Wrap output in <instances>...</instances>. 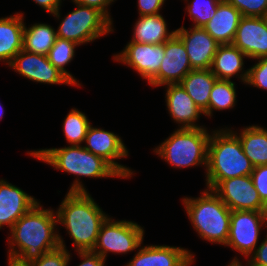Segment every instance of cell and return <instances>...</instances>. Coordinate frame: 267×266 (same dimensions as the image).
<instances>
[{
    "mask_svg": "<svg viewBox=\"0 0 267 266\" xmlns=\"http://www.w3.org/2000/svg\"><path fill=\"white\" fill-rule=\"evenodd\" d=\"M57 224L56 212L44 209L40 202L37 203L10 229L8 256L21 262H31L58 248L59 231H55Z\"/></svg>",
    "mask_w": 267,
    "mask_h": 266,
    "instance_id": "cell-1",
    "label": "cell"
},
{
    "mask_svg": "<svg viewBox=\"0 0 267 266\" xmlns=\"http://www.w3.org/2000/svg\"><path fill=\"white\" fill-rule=\"evenodd\" d=\"M56 212L57 223L64 225L75 251H93L100 227L108 215L88 192H67Z\"/></svg>",
    "mask_w": 267,
    "mask_h": 266,
    "instance_id": "cell-2",
    "label": "cell"
},
{
    "mask_svg": "<svg viewBox=\"0 0 267 266\" xmlns=\"http://www.w3.org/2000/svg\"><path fill=\"white\" fill-rule=\"evenodd\" d=\"M28 155L37 158L66 173L78 176L69 192H87L79 177L123 178V176L103 157L93 154L83 145H70L63 148H49L30 151Z\"/></svg>",
    "mask_w": 267,
    "mask_h": 266,
    "instance_id": "cell-3",
    "label": "cell"
},
{
    "mask_svg": "<svg viewBox=\"0 0 267 266\" xmlns=\"http://www.w3.org/2000/svg\"><path fill=\"white\" fill-rule=\"evenodd\" d=\"M253 169L239 138L231 129L226 127L210 134L205 170L207 189L212 190L222 180L251 175Z\"/></svg>",
    "mask_w": 267,
    "mask_h": 266,
    "instance_id": "cell-4",
    "label": "cell"
},
{
    "mask_svg": "<svg viewBox=\"0 0 267 266\" xmlns=\"http://www.w3.org/2000/svg\"><path fill=\"white\" fill-rule=\"evenodd\" d=\"M182 202L199 237L226 245L232 211L212 190L206 188L200 197H184Z\"/></svg>",
    "mask_w": 267,
    "mask_h": 266,
    "instance_id": "cell-5",
    "label": "cell"
},
{
    "mask_svg": "<svg viewBox=\"0 0 267 266\" xmlns=\"http://www.w3.org/2000/svg\"><path fill=\"white\" fill-rule=\"evenodd\" d=\"M210 134L207 128H177L154 152L174 168H207Z\"/></svg>",
    "mask_w": 267,
    "mask_h": 266,
    "instance_id": "cell-6",
    "label": "cell"
},
{
    "mask_svg": "<svg viewBox=\"0 0 267 266\" xmlns=\"http://www.w3.org/2000/svg\"><path fill=\"white\" fill-rule=\"evenodd\" d=\"M60 22L57 37L81 44L92 42L113 32V23L97 8L75 4Z\"/></svg>",
    "mask_w": 267,
    "mask_h": 266,
    "instance_id": "cell-7",
    "label": "cell"
},
{
    "mask_svg": "<svg viewBox=\"0 0 267 266\" xmlns=\"http://www.w3.org/2000/svg\"><path fill=\"white\" fill-rule=\"evenodd\" d=\"M144 232V228L136 222L116 221L108 216L100 227L93 252L106 260L108 252L127 254L138 250L143 243Z\"/></svg>",
    "mask_w": 267,
    "mask_h": 266,
    "instance_id": "cell-8",
    "label": "cell"
},
{
    "mask_svg": "<svg viewBox=\"0 0 267 266\" xmlns=\"http://www.w3.org/2000/svg\"><path fill=\"white\" fill-rule=\"evenodd\" d=\"M264 225H267V211H232L226 246L248 258L258 246Z\"/></svg>",
    "mask_w": 267,
    "mask_h": 266,
    "instance_id": "cell-9",
    "label": "cell"
},
{
    "mask_svg": "<svg viewBox=\"0 0 267 266\" xmlns=\"http://www.w3.org/2000/svg\"><path fill=\"white\" fill-rule=\"evenodd\" d=\"M212 191L231 211H267L256 191L251 175L220 181Z\"/></svg>",
    "mask_w": 267,
    "mask_h": 266,
    "instance_id": "cell-10",
    "label": "cell"
},
{
    "mask_svg": "<svg viewBox=\"0 0 267 266\" xmlns=\"http://www.w3.org/2000/svg\"><path fill=\"white\" fill-rule=\"evenodd\" d=\"M113 57L114 61L126 64L149 82L158 73L164 58V43L143 44L130 41L123 51Z\"/></svg>",
    "mask_w": 267,
    "mask_h": 266,
    "instance_id": "cell-11",
    "label": "cell"
},
{
    "mask_svg": "<svg viewBox=\"0 0 267 266\" xmlns=\"http://www.w3.org/2000/svg\"><path fill=\"white\" fill-rule=\"evenodd\" d=\"M192 69L188 54L182 40L174 34L164 43V58L158 73L148 82L158 87L166 84H177Z\"/></svg>",
    "mask_w": 267,
    "mask_h": 266,
    "instance_id": "cell-12",
    "label": "cell"
},
{
    "mask_svg": "<svg viewBox=\"0 0 267 266\" xmlns=\"http://www.w3.org/2000/svg\"><path fill=\"white\" fill-rule=\"evenodd\" d=\"M84 142L86 143V145H84L85 149L95 155L103 157L123 176V178L127 179L134 173L129 167L115 161V159L125 158L129 154L121 137L117 134L90 125Z\"/></svg>",
    "mask_w": 267,
    "mask_h": 266,
    "instance_id": "cell-13",
    "label": "cell"
},
{
    "mask_svg": "<svg viewBox=\"0 0 267 266\" xmlns=\"http://www.w3.org/2000/svg\"><path fill=\"white\" fill-rule=\"evenodd\" d=\"M16 73L39 83L65 84L73 83L48 60L46 55L21 50L8 65Z\"/></svg>",
    "mask_w": 267,
    "mask_h": 266,
    "instance_id": "cell-14",
    "label": "cell"
},
{
    "mask_svg": "<svg viewBox=\"0 0 267 266\" xmlns=\"http://www.w3.org/2000/svg\"><path fill=\"white\" fill-rule=\"evenodd\" d=\"M182 40L192 69H210L219 43L203 28L184 26L175 30Z\"/></svg>",
    "mask_w": 267,
    "mask_h": 266,
    "instance_id": "cell-15",
    "label": "cell"
},
{
    "mask_svg": "<svg viewBox=\"0 0 267 266\" xmlns=\"http://www.w3.org/2000/svg\"><path fill=\"white\" fill-rule=\"evenodd\" d=\"M247 58L267 57V24L263 17L242 16L234 41Z\"/></svg>",
    "mask_w": 267,
    "mask_h": 266,
    "instance_id": "cell-16",
    "label": "cell"
},
{
    "mask_svg": "<svg viewBox=\"0 0 267 266\" xmlns=\"http://www.w3.org/2000/svg\"><path fill=\"white\" fill-rule=\"evenodd\" d=\"M194 256L189 250L178 246L140 245L125 266H190L194 262Z\"/></svg>",
    "mask_w": 267,
    "mask_h": 266,
    "instance_id": "cell-17",
    "label": "cell"
},
{
    "mask_svg": "<svg viewBox=\"0 0 267 266\" xmlns=\"http://www.w3.org/2000/svg\"><path fill=\"white\" fill-rule=\"evenodd\" d=\"M37 203L39 202L33 196L0 179V229L5 225L11 229Z\"/></svg>",
    "mask_w": 267,
    "mask_h": 266,
    "instance_id": "cell-18",
    "label": "cell"
},
{
    "mask_svg": "<svg viewBox=\"0 0 267 266\" xmlns=\"http://www.w3.org/2000/svg\"><path fill=\"white\" fill-rule=\"evenodd\" d=\"M165 100L169 115L179 124V128H201L196 121L203 111L195 104L185 89L179 84H166Z\"/></svg>",
    "mask_w": 267,
    "mask_h": 266,
    "instance_id": "cell-19",
    "label": "cell"
},
{
    "mask_svg": "<svg viewBox=\"0 0 267 266\" xmlns=\"http://www.w3.org/2000/svg\"><path fill=\"white\" fill-rule=\"evenodd\" d=\"M242 15L233 5L222 0L215 15L203 28L220 44H232Z\"/></svg>",
    "mask_w": 267,
    "mask_h": 266,
    "instance_id": "cell-20",
    "label": "cell"
},
{
    "mask_svg": "<svg viewBox=\"0 0 267 266\" xmlns=\"http://www.w3.org/2000/svg\"><path fill=\"white\" fill-rule=\"evenodd\" d=\"M245 57L247 56L233 44L219 45L210 70L217 79L231 80L236 75L246 83L248 69L244 70L243 67Z\"/></svg>",
    "mask_w": 267,
    "mask_h": 266,
    "instance_id": "cell-21",
    "label": "cell"
},
{
    "mask_svg": "<svg viewBox=\"0 0 267 266\" xmlns=\"http://www.w3.org/2000/svg\"><path fill=\"white\" fill-rule=\"evenodd\" d=\"M23 13L0 18V61L9 65L23 49Z\"/></svg>",
    "mask_w": 267,
    "mask_h": 266,
    "instance_id": "cell-22",
    "label": "cell"
},
{
    "mask_svg": "<svg viewBox=\"0 0 267 266\" xmlns=\"http://www.w3.org/2000/svg\"><path fill=\"white\" fill-rule=\"evenodd\" d=\"M216 80L210 69H193L179 83L205 116H208L210 92Z\"/></svg>",
    "mask_w": 267,
    "mask_h": 266,
    "instance_id": "cell-23",
    "label": "cell"
},
{
    "mask_svg": "<svg viewBox=\"0 0 267 266\" xmlns=\"http://www.w3.org/2000/svg\"><path fill=\"white\" fill-rule=\"evenodd\" d=\"M133 30L132 40L130 41L143 44L165 43L176 32L175 30L169 32L167 23L160 13L139 16Z\"/></svg>",
    "mask_w": 267,
    "mask_h": 266,
    "instance_id": "cell-24",
    "label": "cell"
},
{
    "mask_svg": "<svg viewBox=\"0 0 267 266\" xmlns=\"http://www.w3.org/2000/svg\"><path fill=\"white\" fill-rule=\"evenodd\" d=\"M244 154L254 167L267 165V129L252 125L241 129L238 134Z\"/></svg>",
    "mask_w": 267,
    "mask_h": 266,
    "instance_id": "cell-25",
    "label": "cell"
},
{
    "mask_svg": "<svg viewBox=\"0 0 267 266\" xmlns=\"http://www.w3.org/2000/svg\"><path fill=\"white\" fill-rule=\"evenodd\" d=\"M56 38V30L46 23H36L29 28L24 25L23 50L47 56Z\"/></svg>",
    "mask_w": 267,
    "mask_h": 266,
    "instance_id": "cell-26",
    "label": "cell"
},
{
    "mask_svg": "<svg viewBox=\"0 0 267 266\" xmlns=\"http://www.w3.org/2000/svg\"><path fill=\"white\" fill-rule=\"evenodd\" d=\"M78 46L77 43L56 38L54 45L49 50L47 55L49 62L56 67L60 72H62L75 86L80 87V83L77 79L66 70L65 66L68 65L75 56V48Z\"/></svg>",
    "mask_w": 267,
    "mask_h": 266,
    "instance_id": "cell-27",
    "label": "cell"
},
{
    "mask_svg": "<svg viewBox=\"0 0 267 266\" xmlns=\"http://www.w3.org/2000/svg\"><path fill=\"white\" fill-rule=\"evenodd\" d=\"M235 83L231 80L217 79L210 92L208 117L214 110L231 109L236 105Z\"/></svg>",
    "mask_w": 267,
    "mask_h": 266,
    "instance_id": "cell-28",
    "label": "cell"
},
{
    "mask_svg": "<svg viewBox=\"0 0 267 266\" xmlns=\"http://www.w3.org/2000/svg\"><path fill=\"white\" fill-rule=\"evenodd\" d=\"M87 116L78 109H71L63 122V132L70 145H81L90 126Z\"/></svg>",
    "mask_w": 267,
    "mask_h": 266,
    "instance_id": "cell-29",
    "label": "cell"
},
{
    "mask_svg": "<svg viewBox=\"0 0 267 266\" xmlns=\"http://www.w3.org/2000/svg\"><path fill=\"white\" fill-rule=\"evenodd\" d=\"M222 0H192L187 4L188 16L193 20L194 27H203L216 13Z\"/></svg>",
    "mask_w": 267,
    "mask_h": 266,
    "instance_id": "cell-30",
    "label": "cell"
},
{
    "mask_svg": "<svg viewBox=\"0 0 267 266\" xmlns=\"http://www.w3.org/2000/svg\"><path fill=\"white\" fill-rule=\"evenodd\" d=\"M59 247L46 252L39 259L29 262L31 266H67L71 261V255L61 235H58Z\"/></svg>",
    "mask_w": 267,
    "mask_h": 266,
    "instance_id": "cell-31",
    "label": "cell"
},
{
    "mask_svg": "<svg viewBox=\"0 0 267 266\" xmlns=\"http://www.w3.org/2000/svg\"><path fill=\"white\" fill-rule=\"evenodd\" d=\"M240 11L242 16L264 17L267 14V0H226Z\"/></svg>",
    "mask_w": 267,
    "mask_h": 266,
    "instance_id": "cell-32",
    "label": "cell"
},
{
    "mask_svg": "<svg viewBox=\"0 0 267 266\" xmlns=\"http://www.w3.org/2000/svg\"><path fill=\"white\" fill-rule=\"evenodd\" d=\"M258 62L248 69L246 85L267 90V57L258 58Z\"/></svg>",
    "mask_w": 267,
    "mask_h": 266,
    "instance_id": "cell-33",
    "label": "cell"
},
{
    "mask_svg": "<svg viewBox=\"0 0 267 266\" xmlns=\"http://www.w3.org/2000/svg\"><path fill=\"white\" fill-rule=\"evenodd\" d=\"M251 178L261 201L267 206V165L254 167Z\"/></svg>",
    "mask_w": 267,
    "mask_h": 266,
    "instance_id": "cell-34",
    "label": "cell"
},
{
    "mask_svg": "<svg viewBox=\"0 0 267 266\" xmlns=\"http://www.w3.org/2000/svg\"><path fill=\"white\" fill-rule=\"evenodd\" d=\"M139 16L156 15L160 13V9L166 0H137Z\"/></svg>",
    "mask_w": 267,
    "mask_h": 266,
    "instance_id": "cell-35",
    "label": "cell"
},
{
    "mask_svg": "<svg viewBox=\"0 0 267 266\" xmlns=\"http://www.w3.org/2000/svg\"><path fill=\"white\" fill-rule=\"evenodd\" d=\"M248 259L251 266H267V234Z\"/></svg>",
    "mask_w": 267,
    "mask_h": 266,
    "instance_id": "cell-36",
    "label": "cell"
},
{
    "mask_svg": "<svg viewBox=\"0 0 267 266\" xmlns=\"http://www.w3.org/2000/svg\"><path fill=\"white\" fill-rule=\"evenodd\" d=\"M72 2L74 4L97 8L113 23L108 7L112 2H115V0H72Z\"/></svg>",
    "mask_w": 267,
    "mask_h": 266,
    "instance_id": "cell-37",
    "label": "cell"
},
{
    "mask_svg": "<svg viewBox=\"0 0 267 266\" xmlns=\"http://www.w3.org/2000/svg\"><path fill=\"white\" fill-rule=\"evenodd\" d=\"M77 253L83 260L78 266H105L106 260L93 251H77Z\"/></svg>",
    "mask_w": 267,
    "mask_h": 266,
    "instance_id": "cell-38",
    "label": "cell"
},
{
    "mask_svg": "<svg viewBox=\"0 0 267 266\" xmlns=\"http://www.w3.org/2000/svg\"><path fill=\"white\" fill-rule=\"evenodd\" d=\"M37 5L45 9L46 12L52 14L58 20L60 19V6L62 0H33Z\"/></svg>",
    "mask_w": 267,
    "mask_h": 266,
    "instance_id": "cell-39",
    "label": "cell"
},
{
    "mask_svg": "<svg viewBox=\"0 0 267 266\" xmlns=\"http://www.w3.org/2000/svg\"><path fill=\"white\" fill-rule=\"evenodd\" d=\"M8 266H31L29 262H21L17 258L8 256Z\"/></svg>",
    "mask_w": 267,
    "mask_h": 266,
    "instance_id": "cell-40",
    "label": "cell"
},
{
    "mask_svg": "<svg viewBox=\"0 0 267 266\" xmlns=\"http://www.w3.org/2000/svg\"><path fill=\"white\" fill-rule=\"evenodd\" d=\"M246 264L247 266H251L248 260ZM227 266H243V264L237 259V257H235L233 260L230 261V263Z\"/></svg>",
    "mask_w": 267,
    "mask_h": 266,
    "instance_id": "cell-41",
    "label": "cell"
},
{
    "mask_svg": "<svg viewBox=\"0 0 267 266\" xmlns=\"http://www.w3.org/2000/svg\"><path fill=\"white\" fill-rule=\"evenodd\" d=\"M0 110H1V112H0V120H1L2 117H3V114H4V108H3V106L1 105V103H0Z\"/></svg>",
    "mask_w": 267,
    "mask_h": 266,
    "instance_id": "cell-42",
    "label": "cell"
},
{
    "mask_svg": "<svg viewBox=\"0 0 267 266\" xmlns=\"http://www.w3.org/2000/svg\"><path fill=\"white\" fill-rule=\"evenodd\" d=\"M263 18H264V20H265V22L267 24V14Z\"/></svg>",
    "mask_w": 267,
    "mask_h": 266,
    "instance_id": "cell-43",
    "label": "cell"
}]
</instances>
